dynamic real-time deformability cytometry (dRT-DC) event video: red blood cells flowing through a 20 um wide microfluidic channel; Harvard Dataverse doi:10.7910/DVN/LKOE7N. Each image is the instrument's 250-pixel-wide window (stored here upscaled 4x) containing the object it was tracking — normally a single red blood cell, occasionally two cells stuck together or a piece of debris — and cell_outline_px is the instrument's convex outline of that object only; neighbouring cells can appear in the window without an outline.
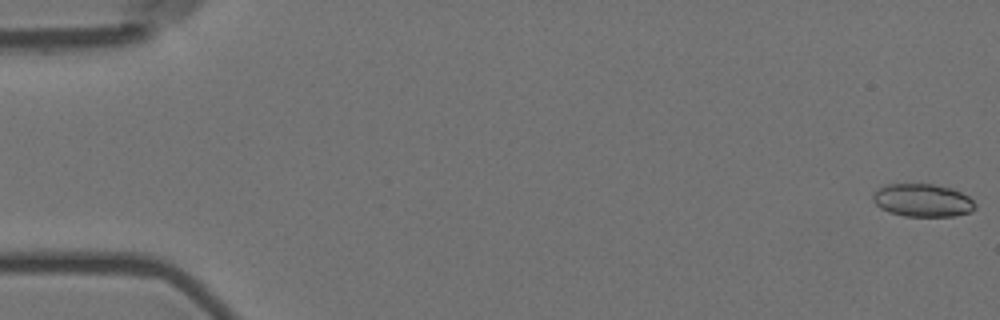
{"species": "Egyptian fruit bat (a non-hibernating species)", "species_latin": "Rousettus aegyptiacus", "temperature_condition": "room temperature", "stored_images_in_passage": 6, "camera_frame_rate_fps": 3000, "um_per_image_px": 0.085, "animal": {"sex": "female"}, "frame": {"image": 1, "passage_image": 1, "time_ms": 0.0, "image_size_px": [1000, 320], "cell_outline_px": [[976, 208], [972, 212], [952, 216], [904, 216], [888, 212], [880, 208], [872, 200], [872, 196], [880, 188], [888, 184], [932, 184], [952, 188], [968, 196], [976, 204]], "centroid_in_image_um": [78.44, 17.04], "position_along_channel_um": 6.6, "area_um2": 19.59}}